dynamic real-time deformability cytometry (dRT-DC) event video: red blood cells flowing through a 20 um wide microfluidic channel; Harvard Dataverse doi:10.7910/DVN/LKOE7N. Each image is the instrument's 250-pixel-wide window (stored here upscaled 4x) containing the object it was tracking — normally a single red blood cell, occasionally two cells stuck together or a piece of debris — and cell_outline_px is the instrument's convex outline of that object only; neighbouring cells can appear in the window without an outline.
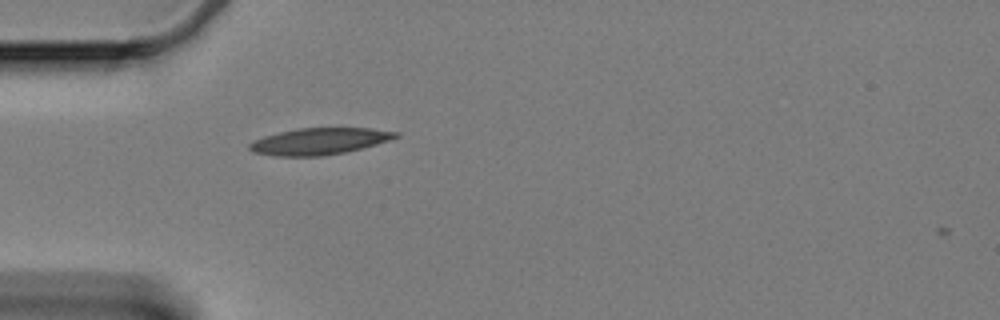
{"species": "Egyptian fruit bat (a non-hibernating species)", "species_latin": "Rousettus aegyptiacus", "temperature_condition": "cold", "stored_images_in_passage": 2, "camera_frame_rate_fps": 3000, "um_per_image_px": 0.085, "animal": {"sex": "female"}, "frame": {"image": 1, "passage_image": 1, "time_ms": 0.0, "image_size_px": [1000, 320], "cell_outline_px": [[400, 136], [376, 144], [344, 152], [320, 156], [276, 156], [252, 152], [248, 148], [248, 144], [252, 140], [264, 136], [296, 128], [372, 128], [400, 132]], "centroid_in_image_um": [27.11, 12.0], "position_along_channel_um": 57.9, "area_um2": 22.66}}